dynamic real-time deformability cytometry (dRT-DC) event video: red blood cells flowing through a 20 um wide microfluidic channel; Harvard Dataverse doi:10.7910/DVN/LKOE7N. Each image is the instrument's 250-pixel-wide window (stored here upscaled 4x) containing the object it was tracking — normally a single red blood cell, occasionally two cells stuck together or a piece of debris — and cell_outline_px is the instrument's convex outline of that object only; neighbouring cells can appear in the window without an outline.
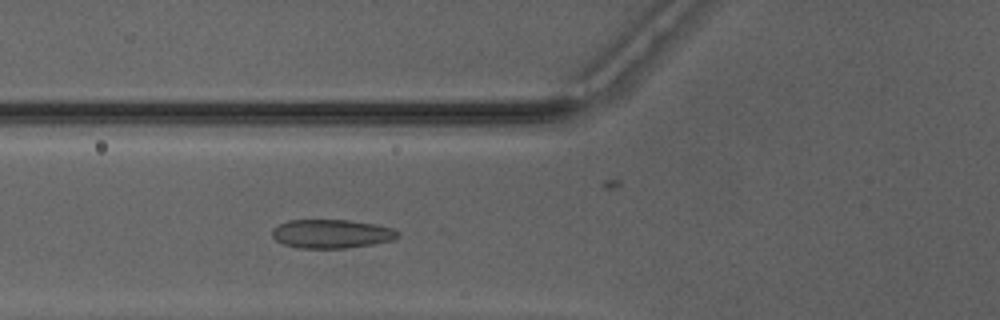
{"species": "Egyptian fruit bat (a non-hibernating species)", "species_latin": "Rousettus aegyptiacus", "temperature_condition": "warm", "stored_images_in_passage": 46, "camera_frame_rate_fps": 3000, "um_per_image_px": 0.085, "animal": {"sex": "male"}, "frame": {"image": 1, "passage_image": 15, "time_ms": 4.667, "image_size_px": [1000, 320], "cell_outline_px": [[400, 236], [392, 240], [372, 244], [344, 248], [300, 248], [284, 244], [276, 240], [272, 236], [272, 228], [288, 220], [348, 220], [376, 224], [392, 228], [400, 232]], "centroid_in_image_um": [28.19, 19.87], "position_along_channel_um": 97.6, "area_um2": 21.04}}
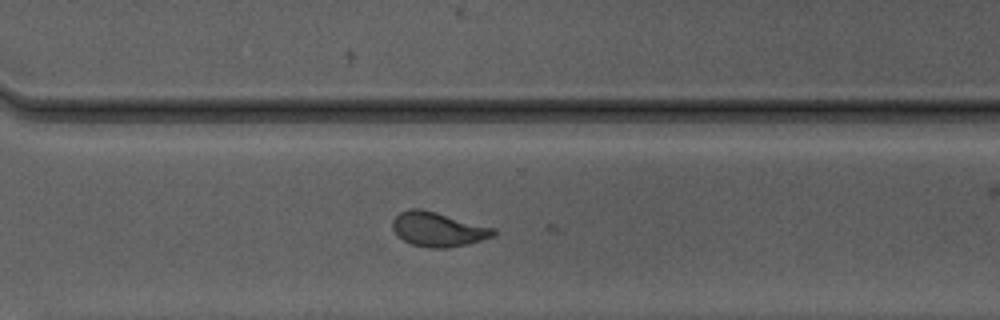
{"frame": {"image": 2, "passage_image": 32, "time_ms": 10.333, "image_size_px": [1000, 320], "cell_outline_px": [[496, 232], [492, 236], [468, 244], [448, 248], [428, 248], [412, 244], [404, 240], [392, 228], [392, 220], [400, 212], [408, 208], [420, 208], [436, 212], [496, 228]], "centroid_in_image_um": [37.23, 19.48], "position_along_channel_um": 333.4, "area_um2": 20.17}}
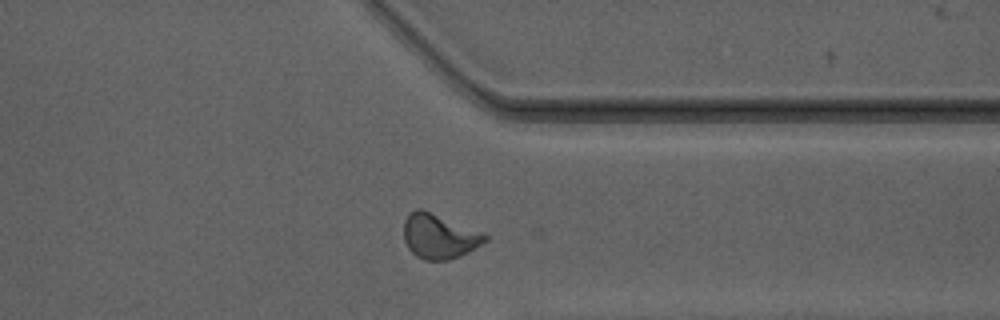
{"frame": {"image": 3, "passage_image": 35, "time_ms": 11.333, "image_size_px": [1000, 320], "cell_outline_px": [[488, 240], [468, 252], [460, 256], [448, 260], [424, 260], [416, 256], [408, 248], [404, 240], [404, 220], [408, 212], [416, 208], [424, 208], [488, 236]], "centroid_in_image_um": [37.27, 20.07], "position_along_channel_um": 374.1, "area_um2": 21.15}, "authors_computed_cell_mechanics": {"area_um2": 20.23, "velocity_mm_per_s": 4.1553, "shape_relaxation_time_tau1_ms": 1.974, "shape_relaxation_time_tau2_ms": null, "deformation_change_tau1": 0.2746, "deformation_change_tau2": null}}